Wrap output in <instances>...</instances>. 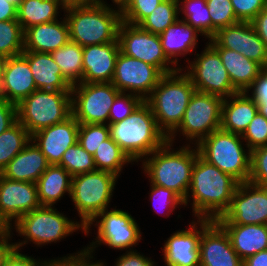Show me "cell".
Listing matches in <instances>:
<instances>
[{"instance_id":"6f0895ef","label":"cell","mask_w":267,"mask_h":266,"mask_svg":"<svg viewBox=\"0 0 267 266\" xmlns=\"http://www.w3.org/2000/svg\"><path fill=\"white\" fill-rule=\"evenodd\" d=\"M18 6L6 0H0V21L17 20Z\"/></svg>"},{"instance_id":"ffe728a7","label":"cell","mask_w":267,"mask_h":266,"mask_svg":"<svg viewBox=\"0 0 267 266\" xmlns=\"http://www.w3.org/2000/svg\"><path fill=\"white\" fill-rule=\"evenodd\" d=\"M119 52L118 42L84 46L81 82H112Z\"/></svg>"},{"instance_id":"277c9868","label":"cell","mask_w":267,"mask_h":266,"mask_svg":"<svg viewBox=\"0 0 267 266\" xmlns=\"http://www.w3.org/2000/svg\"><path fill=\"white\" fill-rule=\"evenodd\" d=\"M171 146L167 141L162 147L153 151L152 157L149 159L147 157L143 162V167L150 177L151 184L173 190L184 200L185 206L190 197L192 169L199 152L198 148L190 150L188 145L174 152L170 151Z\"/></svg>"},{"instance_id":"e0dca14e","label":"cell","mask_w":267,"mask_h":266,"mask_svg":"<svg viewBox=\"0 0 267 266\" xmlns=\"http://www.w3.org/2000/svg\"><path fill=\"white\" fill-rule=\"evenodd\" d=\"M200 266H243L225 229L216 221L202 219Z\"/></svg>"},{"instance_id":"e7e4bbea","label":"cell","mask_w":267,"mask_h":266,"mask_svg":"<svg viewBox=\"0 0 267 266\" xmlns=\"http://www.w3.org/2000/svg\"><path fill=\"white\" fill-rule=\"evenodd\" d=\"M258 112L267 118V104H256Z\"/></svg>"},{"instance_id":"11a10c76","label":"cell","mask_w":267,"mask_h":266,"mask_svg":"<svg viewBox=\"0 0 267 266\" xmlns=\"http://www.w3.org/2000/svg\"><path fill=\"white\" fill-rule=\"evenodd\" d=\"M251 24L267 48V7L256 15Z\"/></svg>"},{"instance_id":"e575fe53","label":"cell","mask_w":267,"mask_h":266,"mask_svg":"<svg viewBox=\"0 0 267 266\" xmlns=\"http://www.w3.org/2000/svg\"><path fill=\"white\" fill-rule=\"evenodd\" d=\"M180 0H163L139 26L153 34H161L178 19Z\"/></svg>"},{"instance_id":"4fadbf2b","label":"cell","mask_w":267,"mask_h":266,"mask_svg":"<svg viewBox=\"0 0 267 266\" xmlns=\"http://www.w3.org/2000/svg\"><path fill=\"white\" fill-rule=\"evenodd\" d=\"M98 217H102L98 221V231L97 239L90 247L84 249V253L91 257V252L96 248V244L101 243L108 245L109 247L115 249H127L129 247L135 246L141 239V232L138 228L135 219L128 213L122 210L111 209L109 212L105 209L100 212L85 228L84 232L89 233L90 226L96 221Z\"/></svg>"},{"instance_id":"d4e9b609","label":"cell","mask_w":267,"mask_h":266,"mask_svg":"<svg viewBox=\"0 0 267 266\" xmlns=\"http://www.w3.org/2000/svg\"><path fill=\"white\" fill-rule=\"evenodd\" d=\"M22 55L28 60L37 89L71 91L73 85L62 75L50 53L23 51Z\"/></svg>"},{"instance_id":"91938a15","label":"cell","mask_w":267,"mask_h":266,"mask_svg":"<svg viewBox=\"0 0 267 266\" xmlns=\"http://www.w3.org/2000/svg\"><path fill=\"white\" fill-rule=\"evenodd\" d=\"M62 9L70 7L91 6L100 3V0H58Z\"/></svg>"},{"instance_id":"cb8c5ba5","label":"cell","mask_w":267,"mask_h":266,"mask_svg":"<svg viewBox=\"0 0 267 266\" xmlns=\"http://www.w3.org/2000/svg\"><path fill=\"white\" fill-rule=\"evenodd\" d=\"M30 143L3 168L2 176L21 182H37L50 164L37 145Z\"/></svg>"},{"instance_id":"6125c7cd","label":"cell","mask_w":267,"mask_h":266,"mask_svg":"<svg viewBox=\"0 0 267 266\" xmlns=\"http://www.w3.org/2000/svg\"><path fill=\"white\" fill-rule=\"evenodd\" d=\"M130 2V0H113V3H116L119 7L118 10L122 11Z\"/></svg>"},{"instance_id":"52a82bcc","label":"cell","mask_w":267,"mask_h":266,"mask_svg":"<svg viewBox=\"0 0 267 266\" xmlns=\"http://www.w3.org/2000/svg\"><path fill=\"white\" fill-rule=\"evenodd\" d=\"M240 139L239 134L219 129L197 144V148L204 160L243 183L250 178L251 154L249 149L246 154Z\"/></svg>"},{"instance_id":"9f6ffc18","label":"cell","mask_w":267,"mask_h":266,"mask_svg":"<svg viewBox=\"0 0 267 266\" xmlns=\"http://www.w3.org/2000/svg\"><path fill=\"white\" fill-rule=\"evenodd\" d=\"M11 230L0 235V266H4L8 257L16 249L15 244H9L8 239L11 237Z\"/></svg>"},{"instance_id":"f907efd6","label":"cell","mask_w":267,"mask_h":266,"mask_svg":"<svg viewBox=\"0 0 267 266\" xmlns=\"http://www.w3.org/2000/svg\"><path fill=\"white\" fill-rule=\"evenodd\" d=\"M17 122L16 104L0 97V134Z\"/></svg>"},{"instance_id":"5b68a950","label":"cell","mask_w":267,"mask_h":266,"mask_svg":"<svg viewBox=\"0 0 267 266\" xmlns=\"http://www.w3.org/2000/svg\"><path fill=\"white\" fill-rule=\"evenodd\" d=\"M70 40L80 46L118 42V30L122 22L121 11L113 10L105 2L91 6L64 9Z\"/></svg>"},{"instance_id":"4316f807","label":"cell","mask_w":267,"mask_h":266,"mask_svg":"<svg viewBox=\"0 0 267 266\" xmlns=\"http://www.w3.org/2000/svg\"><path fill=\"white\" fill-rule=\"evenodd\" d=\"M242 260L267 250V225L220 224Z\"/></svg>"},{"instance_id":"be15d7a7","label":"cell","mask_w":267,"mask_h":266,"mask_svg":"<svg viewBox=\"0 0 267 266\" xmlns=\"http://www.w3.org/2000/svg\"><path fill=\"white\" fill-rule=\"evenodd\" d=\"M11 230V228L0 218V235Z\"/></svg>"},{"instance_id":"d590c367","label":"cell","mask_w":267,"mask_h":266,"mask_svg":"<svg viewBox=\"0 0 267 266\" xmlns=\"http://www.w3.org/2000/svg\"><path fill=\"white\" fill-rule=\"evenodd\" d=\"M179 12L185 13L184 20L207 38H212V20L206 0H183Z\"/></svg>"},{"instance_id":"836d02e7","label":"cell","mask_w":267,"mask_h":266,"mask_svg":"<svg viewBox=\"0 0 267 266\" xmlns=\"http://www.w3.org/2000/svg\"><path fill=\"white\" fill-rule=\"evenodd\" d=\"M93 159L96 170L108 171L116 176L119 175L125 163L133 162L110 137L97 148L93 154Z\"/></svg>"},{"instance_id":"003e7915","label":"cell","mask_w":267,"mask_h":266,"mask_svg":"<svg viewBox=\"0 0 267 266\" xmlns=\"http://www.w3.org/2000/svg\"><path fill=\"white\" fill-rule=\"evenodd\" d=\"M8 2H12L14 4H16L17 6L19 5V3L21 2V0H6Z\"/></svg>"},{"instance_id":"83f0119b","label":"cell","mask_w":267,"mask_h":266,"mask_svg":"<svg viewBox=\"0 0 267 266\" xmlns=\"http://www.w3.org/2000/svg\"><path fill=\"white\" fill-rule=\"evenodd\" d=\"M213 48L219 53L233 87L238 92H246L259 76L263 66L234 50L222 47Z\"/></svg>"},{"instance_id":"8fae6325","label":"cell","mask_w":267,"mask_h":266,"mask_svg":"<svg viewBox=\"0 0 267 266\" xmlns=\"http://www.w3.org/2000/svg\"><path fill=\"white\" fill-rule=\"evenodd\" d=\"M120 52L126 56L144 61L157 67L163 74H168L180 68H170V61L163 52L158 34L142 29L139 25L121 22L118 30ZM168 62V63H167Z\"/></svg>"},{"instance_id":"816d5d0a","label":"cell","mask_w":267,"mask_h":266,"mask_svg":"<svg viewBox=\"0 0 267 266\" xmlns=\"http://www.w3.org/2000/svg\"><path fill=\"white\" fill-rule=\"evenodd\" d=\"M26 243L27 241L15 243L16 249L8 257L4 266H43V262L40 263L32 257L19 253L20 247Z\"/></svg>"},{"instance_id":"d6a6232c","label":"cell","mask_w":267,"mask_h":266,"mask_svg":"<svg viewBox=\"0 0 267 266\" xmlns=\"http://www.w3.org/2000/svg\"><path fill=\"white\" fill-rule=\"evenodd\" d=\"M29 141H31V135L18 121L0 134V172Z\"/></svg>"},{"instance_id":"603a6c76","label":"cell","mask_w":267,"mask_h":266,"mask_svg":"<svg viewBox=\"0 0 267 266\" xmlns=\"http://www.w3.org/2000/svg\"><path fill=\"white\" fill-rule=\"evenodd\" d=\"M70 40L69 26L63 21H52L24 30V51L51 53Z\"/></svg>"},{"instance_id":"7dc6e473","label":"cell","mask_w":267,"mask_h":266,"mask_svg":"<svg viewBox=\"0 0 267 266\" xmlns=\"http://www.w3.org/2000/svg\"><path fill=\"white\" fill-rule=\"evenodd\" d=\"M231 3L239 22H251L267 7V0H231Z\"/></svg>"},{"instance_id":"7bdbcfd3","label":"cell","mask_w":267,"mask_h":266,"mask_svg":"<svg viewBox=\"0 0 267 266\" xmlns=\"http://www.w3.org/2000/svg\"><path fill=\"white\" fill-rule=\"evenodd\" d=\"M243 55L262 66L267 65V48L251 22H245V44Z\"/></svg>"},{"instance_id":"ba28073f","label":"cell","mask_w":267,"mask_h":266,"mask_svg":"<svg viewBox=\"0 0 267 266\" xmlns=\"http://www.w3.org/2000/svg\"><path fill=\"white\" fill-rule=\"evenodd\" d=\"M118 176L108 171L96 170L72 177L71 194L84 228L107 209Z\"/></svg>"},{"instance_id":"d6986e66","label":"cell","mask_w":267,"mask_h":266,"mask_svg":"<svg viewBox=\"0 0 267 266\" xmlns=\"http://www.w3.org/2000/svg\"><path fill=\"white\" fill-rule=\"evenodd\" d=\"M79 122L71 115L66 120L45 127L31 135L50 165H58L63 153L78 140ZM38 141V142H37Z\"/></svg>"},{"instance_id":"30bf717a","label":"cell","mask_w":267,"mask_h":266,"mask_svg":"<svg viewBox=\"0 0 267 266\" xmlns=\"http://www.w3.org/2000/svg\"><path fill=\"white\" fill-rule=\"evenodd\" d=\"M119 93L112 82L75 84L71 88L72 115L79 124H105Z\"/></svg>"},{"instance_id":"484cf974","label":"cell","mask_w":267,"mask_h":266,"mask_svg":"<svg viewBox=\"0 0 267 266\" xmlns=\"http://www.w3.org/2000/svg\"><path fill=\"white\" fill-rule=\"evenodd\" d=\"M227 99V100H226ZM223 100L220 129L242 135L258 112V106L246 92H237Z\"/></svg>"},{"instance_id":"7a4b0ae2","label":"cell","mask_w":267,"mask_h":266,"mask_svg":"<svg viewBox=\"0 0 267 266\" xmlns=\"http://www.w3.org/2000/svg\"><path fill=\"white\" fill-rule=\"evenodd\" d=\"M181 70L180 68L175 72L164 74L151 94L144 100L150 106L159 129L167 136L171 144L195 91L190 77L186 72L180 74Z\"/></svg>"},{"instance_id":"60d3db41","label":"cell","mask_w":267,"mask_h":266,"mask_svg":"<svg viewBox=\"0 0 267 266\" xmlns=\"http://www.w3.org/2000/svg\"><path fill=\"white\" fill-rule=\"evenodd\" d=\"M212 20V36L220 28L238 23L231 0H206Z\"/></svg>"},{"instance_id":"8992f818","label":"cell","mask_w":267,"mask_h":266,"mask_svg":"<svg viewBox=\"0 0 267 266\" xmlns=\"http://www.w3.org/2000/svg\"><path fill=\"white\" fill-rule=\"evenodd\" d=\"M17 121L30 135L72 115L71 91L37 89L17 105Z\"/></svg>"},{"instance_id":"7402d4cb","label":"cell","mask_w":267,"mask_h":266,"mask_svg":"<svg viewBox=\"0 0 267 266\" xmlns=\"http://www.w3.org/2000/svg\"><path fill=\"white\" fill-rule=\"evenodd\" d=\"M200 223V230L197 229V223L192 222L188 230H180L173 233L164 245V261L167 266H199V244L202 234V219L197 220Z\"/></svg>"},{"instance_id":"1f68e13d","label":"cell","mask_w":267,"mask_h":266,"mask_svg":"<svg viewBox=\"0 0 267 266\" xmlns=\"http://www.w3.org/2000/svg\"><path fill=\"white\" fill-rule=\"evenodd\" d=\"M60 67L62 75L75 85L82 81L83 76V47L69 40L61 48L50 53Z\"/></svg>"},{"instance_id":"4dcf8cb0","label":"cell","mask_w":267,"mask_h":266,"mask_svg":"<svg viewBox=\"0 0 267 266\" xmlns=\"http://www.w3.org/2000/svg\"><path fill=\"white\" fill-rule=\"evenodd\" d=\"M58 0H21L17 8V21L23 30L57 20Z\"/></svg>"},{"instance_id":"680465c9","label":"cell","mask_w":267,"mask_h":266,"mask_svg":"<svg viewBox=\"0 0 267 266\" xmlns=\"http://www.w3.org/2000/svg\"><path fill=\"white\" fill-rule=\"evenodd\" d=\"M243 266H267V250L246 258L243 260Z\"/></svg>"},{"instance_id":"f1b7e54d","label":"cell","mask_w":267,"mask_h":266,"mask_svg":"<svg viewBox=\"0 0 267 266\" xmlns=\"http://www.w3.org/2000/svg\"><path fill=\"white\" fill-rule=\"evenodd\" d=\"M200 33L185 20L179 18L159 34L163 52L166 57L177 65L178 55L191 53L197 44V34ZM175 56V57H174ZM174 57V60L171 58Z\"/></svg>"},{"instance_id":"f5cc1de1","label":"cell","mask_w":267,"mask_h":266,"mask_svg":"<svg viewBox=\"0 0 267 266\" xmlns=\"http://www.w3.org/2000/svg\"><path fill=\"white\" fill-rule=\"evenodd\" d=\"M137 251H130L122 255L116 262L115 266H154V262L147 257L136 253Z\"/></svg>"},{"instance_id":"ac0fdd59","label":"cell","mask_w":267,"mask_h":266,"mask_svg":"<svg viewBox=\"0 0 267 266\" xmlns=\"http://www.w3.org/2000/svg\"><path fill=\"white\" fill-rule=\"evenodd\" d=\"M36 183L8 179L0 174V218L11 228L21 216L39 208Z\"/></svg>"},{"instance_id":"b9f144b4","label":"cell","mask_w":267,"mask_h":266,"mask_svg":"<svg viewBox=\"0 0 267 266\" xmlns=\"http://www.w3.org/2000/svg\"><path fill=\"white\" fill-rule=\"evenodd\" d=\"M144 100L135 94L120 92L110 108L108 124L122 121L128 117ZM122 107V108H121Z\"/></svg>"},{"instance_id":"2e32d148","label":"cell","mask_w":267,"mask_h":266,"mask_svg":"<svg viewBox=\"0 0 267 266\" xmlns=\"http://www.w3.org/2000/svg\"><path fill=\"white\" fill-rule=\"evenodd\" d=\"M163 75L157 67L119 52L112 84L120 92L130 90L145 100Z\"/></svg>"},{"instance_id":"ab89813d","label":"cell","mask_w":267,"mask_h":266,"mask_svg":"<svg viewBox=\"0 0 267 266\" xmlns=\"http://www.w3.org/2000/svg\"><path fill=\"white\" fill-rule=\"evenodd\" d=\"M109 137L108 124H79L77 142L92 155Z\"/></svg>"},{"instance_id":"7c38bea8","label":"cell","mask_w":267,"mask_h":266,"mask_svg":"<svg viewBox=\"0 0 267 266\" xmlns=\"http://www.w3.org/2000/svg\"><path fill=\"white\" fill-rule=\"evenodd\" d=\"M223 100L219 96L195 90L177 129L186 139L197 138L196 144H199L213 131L220 129Z\"/></svg>"},{"instance_id":"5bb4252c","label":"cell","mask_w":267,"mask_h":266,"mask_svg":"<svg viewBox=\"0 0 267 266\" xmlns=\"http://www.w3.org/2000/svg\"><path fill=\"white\" fill-rule=\"evenodd\" d=\"M219 224L267 225V187L249 181L239 183Z\"/></svg>"},{"instance_id":"f6af8a7d","label":"cell","mask_w":267,"mask_h":266,"mask_svg":"<svg viewBox=\"0 0 267 266\" xmlns=\"http://www.w3.org/2000/svg\"><path fill=\"white\" fill-rule=\"evenodd\" d=\"M163 0H130L121 11L122 21L139 25Z\"/></svg>"},{"instance_id":"f546056e","label":"cell","mask_w":267,"mask_h":266,"mask_svg":"<svg viewBox=\"0 0 267 266\" xmlns=\"http://www.w3.org/2000/svg\"><path fill=\"white\" fill-rule=\"evenodd\" d=\"M72 176L60 165H49L37 180L38 200L41 206H53L65 192L71 194Z\"/></svg>"},{"instance_id":"f35d334b","label":"cell","mask_w":267,"mask_h":266,"mask_svg":"<svg viewBox=\"0 0 267 266\" xmlns=\"http://www.w3.org/2000/svg\"><path fill=\"white\" fill-rule=\"evenodd\" d=\"M212 47H222L244 53L245 22H238L227 27L220 28L209 39Z\"/></svg>"},{"instance_id":"44dd1931","label":"cell","mask_w":267,"mask_h":266,"mask_svg":"<svg viewBox=\"0 0 267 266\" xmlns=\"http://www.w3.org/2000/svg\"><path fill=\"white\" fill-rule=\"evenodd\" d=\"M35 90L28 60L22 54L9 57L0 81V97L17 105Z\"/></svg>"},{"instance_id":"9a60e30c","label":"cell","mask_w":267,"mask_h":266,"mask_svg":"<svg viewBox=\"0 0 267 266\" xmlns=\"http://www.w3.org/2000/svg\"><path fill=\"white\" fill-rule=\"evenodd\" d=\"M193 61L186 74L190 77L196 91L229 98L238 91L233 87L227 69L219 53L208 44L202 54Z\"/></svg>"},{"instance_id":"ee69618b","label":"cell","mask_w":267,"mask_h":266,"mask_svg":"<svg viewBox=\"0 0 267 266\" xmlns=\"http://www.w3.org/2000/svg\"><path fill=\"white\" fill-rule=\"evenodd\" d=\"M241 137L247 142L246 145L250 151L261 146H266L267 118L257 112Z\"/></svg>"},{"instance_id":"74e56055","label":"cell","mask_w":267,"mask_h":266,"mask_svg":"<svg viewBox=\"0 0 267 266\" xmlns=\"http://www.w3.org/2000/svg\"><path fill=\"white\" fill-rule=\"evenodd\" d=\"M58 165L64 167L72 177L96 171L93 155L88 153L78 142L63 153Z\"/></svg>"},{"instance_id":"3957f363","label":"cell","mask_w":267,"mask_h":266,"mask_svg":"<svg viewBox=\"0 0 267 266\" xmlns=\"http://www.w3.org/2000/svg\"><path fill=\"white\" fill-rule=\"evenodd\" d=\"M108 126L110 138L132 161L150 156L153 151L168 141L167 136L159 129L150 106L145 101L128 117Z\"/></svg>"},{"instance_id":"94428289","label":"cell","mask_w":267,"mask_h":266,"mask_svg":"<svg viewBox=\"0 0 267 266\" xmlns=\"http://www.w3.org/2000/svg\"><path fill=\"white\" fill-rule=\"evenodd\" d=\"M9 57L5 56L4 54L0 53V81L2 79V75L5 69L6 62Z\"/></svg>"},{"instance_id":"6da1fadb","label":"cell","mask_w":267,"mask_h":266,"mask_svg":"<svg viewBox=\"0 0 267 266\" xmlns=\"http://www.w3.org/2000/svg\"><path fill=\"white\" fill-rule=\"evenodd\" d=\"M239 182L204 160L199 153L192 169V209L199 219L217 220L228 210Z\"/></svg>"},{"instance_id":"681fc988","label":"cell","mask_w":267,"mask_h":266,"mask_svg":"<svg viewBox=\"0 0 267 266\" xmlns=\"http://www.w3.org/2000/svg\"><path fill=\"white\" fill-rule=\"evenodd\" d=\"M254 89L250 98L256 104H267V65L262 67L259 76L250 85L246 93Z\"/></svg>"},{"instance_id":"03108f58","label":"cell","mask_w":267,"mask_h":266,"mask_svg":"<svg viewBox=\"0 0 267 266\" xmlns=\"http://www.w3.org/2000/svg\"><path fill=\"white\" fill-rule=\"evenodd\" d=\"M104 263H100V262H97V263H88L86 266H105V265H103Z\"/></svg>"},{"instance_id":"c3c4849f","label":"cell","mask_w":267,"mask_h":266,"mask_svg":"<svg viewBox=\"0 0 267 266\" xmlns=\"http://www.w3.org/2000/svg\"><path fill=\"white\" fill-rule=\"evenodd\" d=\"M151 186L150 198L153 199V202L156 200L155 202H158L159 205L162 204L161 206L170 207L169 209L171 211H173L178 204H184V200L173 190L154 184H151ZM154 207L156 206L154 205Z\"/></svg>"},{"instance_id":"bcb514c9","label":"cell","mask_w":267,"mask_h":266,"mask_svg":"<svg viewBox=\"0 0 267 266\" xmlns=\"http://www.w3.org/2000/svg\"><path fill=\"white\" fill-rule=\"evenodd\" d=\"M250 154L249 182L267 187V145L253 149Z\"/></svg>"},{"instance_id":"8d00e7d4","label":"cell","mask_w":267,"mask_h":266,"mask_svg":"<svg viewBox=\"0 0 267 266\" xmlns=\"http://www.w3.org/2000/svg\"><path fill=\"white\" fill-rule=\"evenodd\" d=\"M24 51V30L17 20L0 21V53L7 57Z\"/></svg>"},{"instance_id":"9c48e42d","label":"cell","mask_w":267,"mask_h":266,"mask_svg":"<svg viewBox=\"0 0 267 266\" xmlns=\"http://www.w3.org/2000/svg\"><path fill=\"white\" fill-rule=\"evenodd\" d=\"M16 231L37 245H43L58 240L84 226L68 220L52 206H40L21 216L16 222Z\"/></svg>"},{"instance_id":"db71d44e","label":"cell","mask_w":267,"mask_h":266,"mask_svg":"<svg viewBox=\"0 0 267 266\" xmlns=\"http://www.w3.org/2000/svg\"><path fill=\"white\" fill-rule=\"evenodd\" d=\"M87 258V259H86ZM89 257L84 253V250L78 252L77 255H71L61 260H51L49 262L45 261L43 266H86L90 261Z\"/></svg>"}]
</instances>
